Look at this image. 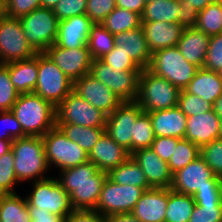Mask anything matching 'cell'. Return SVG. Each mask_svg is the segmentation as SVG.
Wrapping results in <instances>:
<instances>
[{"label":"cell","mask_w":222,"mask_h":222,"mask_svg":"<svg viewBox=\"0 0 222 222\" xmlns=\"http://www.w3.org/2000/svg\"><path fill=\"white\" fill-rule=\"evenodd\" d=\"M148 69L183 90L194 78L199 68L186 61L179 48L174 46L152 53Z\"/></svg>","instance_id":"5"},{"label":"cell","mask_w":222,"mask_h":222,"mask_svg":"<svg viewBox=\"0 0 222 222\" xmlns=\"http://www.w3.org/2000/svg\"><path fill=\"white\" fill-rule=\"evenodd\" d=\"M144 192L145 189L142 187L116 184L107 178L95 210L105 217L116 213L132 212Z\"/></svg>","instance_id":"13"},{"label":"cell","mask_w":222,"mask_h":222,"mask_svg":"<svg viewBox=\"0 0 222 222\" xmlns=\"http://www.w3.org/2000/svg\"><path fill=\"white\" fill-rule=\"evenodd\" d=\"M209 186H222L221 177L217 176L199 156L173 174L171 189L193 196L197 189Z\"/></svg>","instance_id":"14"},{"label":"cell","mask_w":222,"mask_h":222,"mask_svg":"<svg viewBox=\"0 0 222 222\" xmlns=\"http://www.w3.org/2000/svg\"><path fill=\"white\" fill-rule=\"evenodd\" d=\"M56 174L59 183L69 194L74 210H95L107 172L91 162L63 169Z\"/></svg>","instance_id":"1"},{"label":"cell","mask_w":222,"mask_h":222,"mask_svg":"<svg viewBox=\"0 0 222 222\" xmlns=\"http://www.w3.org/2000/svg\"><path fill=\"white\" fill-rule=\"evenodd\" d=\"M73 91L107 116L123 101L90 73L73 82Z\"/></svg>","instance_id":"17"},{"label":"cell","mask_w":222,"mask_h":222,"mask_svg":"<svg viewBox=\"0 0 222 222\" xmlns=\"http://www.w3.org/2000/svg\"><path fill=\"white\" fill-rule=\"evenodd\" d=\"M11 142L6 140H0V156L11 150Z\"/></svg>","instance_id":"59"},{"label":"cell","mask_w":222,"mask_h":222,"mask_svg":"<svg viewBox=\"0 0 222 222\" xmlns=\"http://www.w3.org/2000/svg\"><path fill=\"white\" fill-rule=\"evenodd\" d=\"M73 90V82L44 53H38V78L35 94L49 101L55 108Z\"/></svg>","instance_id":"8"},{"label":"cell","mask_w":222,"mask_h":222,"mask_svg":"<svg viewBox=\"0 0 222 222\" xmlns=\"http://www.w3.org/2000/svg\"><path fill=\"white\" fill-rule=\"evenodd\" d=\"M148 114L152 121L155 137L185 138L187 116L178 106L148 112Z\"/></svg>","instance_id":"24"},{"label":"cell","mask_w":222,"mask_h":222,"mask_svg":"<svg viewBox=\"0 0 222 222\" xmlns=\"http://www.w3.org/2000/svg\"><path fill=\"white\" fill-rule=\"evenodd\" d=\"M200 156L217 176H222V139H215L201 147Z\"/></svg>","instance_id":"41"},{"label":"cell","mask_w":222,"mask_h":222,"mask_svg":"<svg viewBox=\"0 0 222 222\" xmlns=\"http://www.w3.org/2000/svg\"><path fill=\"white\" fill-rule=\"evenodd\" d=\"M203 68L214 72L222 70V33L210 36Z\"/></svg>","instance_id":"47"},{"label":"cell","mask_w":222,"mask_h":222,"mask_svg":"<svg viewBox=\"0 0 222 222\" xmlns=\"http://www.w3.org/2000/svg\"><path fill=\"white\" fill-rule=\"evenodd\" d=\"M6 16V3L5 0H0V18Z\"/></svg>","instance_id":"61"},{"label":"cell","mask_w":222,"mask_h":222,"mask_svg":"<svg viewBox=\"0 0 222 222\" xmlns=\"http://www.w3.org/2000/svg\"><path fill=\"white\" fill-rule=\"evenodd\" d=\"M10 111L26 136L43 137L56 125V108L33 92L19 94Z\"/></svg>","instance_id":"3"},{"label":"cell","mask_w":222,"mask_h":222,"mask_svg":"<svg viewBox=\"0 0 222 222\" xmlns=\"http://www.w3.org/2000/svg\"><path fill=\"white\" fill-rule=\"evenodd\" d=\"M200 156V148L188 139H180L174 152L168 161V166L172 174L187 166L190 162Z\"/></svg>","instance_id":"37"},{"label":"cell","mask_w":222,"mask_h":222,"mask_svg":"<svg viewBox=\"0 0 222 222\" xmlns=\"http://www.w3.org/2000/svg\"><path fill=\"white\" fill-rule=\"evenodd\" d=\"M87 0H59L52 11L59 21L73 16L86 15Z\"/></svg>","instance_id":"45"},{"label":"cell","mask_w":222,"mask_h":222,"mask_svg":"<svg viewBox=\"0 0 222 222\" xmlns=\"http://www.w3.org/2000/svg\"><path fill=\"white\" fill-rule=\"evenodd\" d=\"M0 140L10 141L26 137L19 121L10 110L0 113Z\"/></svg>","instance_id":"44"},{"label":"cell","mask_w":222,"mask_h":222,"mask_svg":"<svg viewBox=\"0 0 222 222\" xmlns=\"http://www.w3.org/2000/svg\"><path fill=\"white\" fill-rule=\"evenodd\" d=\"M141 71H117L101 59H94L90 74L106 85L123 102H133L138 95Z\"/></svg>","instance_id":"11"},{"label":"cell","mask_w":222,"mask_h":222,"mask_svg":"<svg viewBox=\"0 0 222 222\" xmlns=\"http://www.w3.org/2000/svg\"><path fill=\"white\" fill-rule=\"evenodd\" d=\"M93 24L86 15L59 21L55 45L67 49L88 48V36Z\"/></svg>","instance_id":"19"},{"label":"cell","mask_w":222,"mask_h":222,"mask_svg":"<svg viewBox=\"0 0 222 222\" xmlns=\"http://www.w3.org/2000/svg\"><path fill=\"white\" fill-rule=\"evenodd\" d=\"M184 90L213 105L222 94V78L219 72L199 68Z\"/></svg>","instance_id":"27"},{"label":"cell","mask_w":222,"mask_h":222,"mask_svg":"<svg viewBox=\"0 0 222 222\" xmlns=\"http://www.w3.org/2000/svg\"><path fill=\"white\" fill-rule=\"evenodd\" d=\"M219 74H220V77L222 78V70L219 72Z\"/></svg>","instance_id":"66"},{"label":"cell","mask_w":222,"mask_h":222,"mask_svg":"<svg viewBox=\"0 0 222 222\" xmlns=\"http://www.w3.org/2000/svg\"><path fill=\"white\" fill-rule=\"evenodd\" d=\"M210 36L197 28L184 29L177 47L186 61L203 68Z\"/></svg>","instance_id":"26"},{"label":"cell","mask_w":222,"mask_h":222,"mask_svg":"<svg viewBox=\"0 0 222 222\" xmlns=\"http://www.w3.org/2000/svg\"><path fill=\"white\" fill-rule=\"evenodd\" d=\"M106 222H140L131 212L116 213L106 217Z\"/></svg>","instance_id":"56"},{"label":"cell","mask_w":222,"mask_h":222,"mask_svg":"<svg viewBox=\"0 0 222 222\" xmlns=\"http://www.w3.org/2000/svg\"><path fill=\"white\" fill-rule=\"evenodd\" d=\"M44 53L72 82L90 73L93 59L88 48L67 49L53 44Z\"/></svg>","instance_id":"16"},{"label":"cell","mask_w":222,"mask_h":222,"mask_svg":"<svg viewBox=\"0 0 222 222\" xmlns=\"http://www.w3.org/2000/svg\"><path fill=\"white\" fill-rule=\"evenodd\" d=\"M113 35L141 27V15L116 7L101 23Z\"/></svg>","instance_id":"34"},{"label":"cell","mask_w":222,"mask_h":222,"mask_svg":"<svg viewBox=\"0 0 222 222\" xmlns=\"http://www.w3.org/2000/svg\"><path fill=\"white\" fill-rule=\"evenodd\" d=\"M59 0H41V7L53 9Z\"/></svg>","instance_id":"60"},{"label":"cell","mask_w":222,"mask_h":222,"mask_svg":"<svg viewBox=\"0 0 222 222\" xmlns=\"http://www.w3.org/2000/svg\"><path fill=\"white\" fill-rule=\"evenodd\" d=\"M29 193L25 195L30 206L39 207L63 219L74 209L69 194L63 189L56 175L32 182Z\"/></svg>","instance_id":"7"},{"label":"cell","mask_w":222,"mask_h":222,"mask_svg":"<svg viewBox=\"0 0 222 222\" xmlns=\"http://www.w3.org/2000/svg\"><path fill=\"white\" fill-rule=\"evenodd\" d=\"M19 20L28 43L37 53L55 44L59 20L52 9L39 7Z\"/></svg>","instance_id":"9"},{"label":"cell","mask_w":222,"mask_h":222,"mask_svg":"<svg viewBox=\"0 0 222 222\" xmlns=\"http://www.w3.org/2000/svg\"><path fill=\"white\" fill-rule=\"evenodd\" d=\"M208 36L222 33V3L213 1L199 12L195 26Z\"/></svg>","instance_id":"36"},{"label":"cell","mask_w":222,"mask_h":222,"mask_svg":"<svg viewBox=\"0 0 222 222\" xmlns=\"http://www.w3.org/2000/svg\"><path fill=\"white\" fill-rule=\"evenodd\" d=\"M6 16L19 19L41 7V0H5Z\"/></svg>","instance_id":"49"},{"label":"cell","mask_w":222,"mask_h":222,"mask_svg":"<svg viewBox=\"0 0 222 222\" xmlns=\"http://www.w3.org/2000/svg\"><path fill=\"white\" fill-rule=\"evenodd\" d=\"M155 140L152 121L147 112H143L134 123L131 153L138 149L150 148Z\"/></svg>","instance_id":"38"},{"label":"cell","mask_w":222,"mask_h":222,"mask_svg":"<svg viewBox=\"0 0 222 222\" xmlns=\"http://www.w3.org/2000/svg\"><path fill=\"white\" fill-rule=\"evenodd\" d=\"M219 129H220L219 139H222V119H220Z\"/></svg>","instance_id":"62"},{"label":"cell","mask_w":222,"mask_h":222,"mask_svg":"<svg viewBox=\"0 0 222 222\" xmlns=\"http://www.w3.org/2000/svg\"><path fill=\"white\" fill-rule=\"evenodd\" d=\"M18 96L19 93L11 82L8 67L0 64V105L5 110H11Z\"/></svg>","instance_id":"42"},{"label":"cell","mask_w":222,"mask_h":222,"mask_svg":"<svg viewBox=\"0 0 222 222\" xmlns=\"http://www.w3.org/2000/svg\"><path fill=\"white\" fill-rule=\"evenodd\" d=\"M147 45L151 53L178 45L183 28L178 23L142 22Z\"/></svg>","instance_id":"25"},{"label":"cell","mask_w":222,"mask_h":222,"mask_svg":"<svg viewBox=\"0 0 222 222\" xmlns=\"http://www.w3.org/2000/svg\"><path fill=\"white\" fill-rule=\"evenodd\" d=\"M188 222H222V204H195Z\"/></svg>","instance_id":"46"},{"label":"cell","mask_w":222,"mask_h":222,"mask_svg":"<svg viewBox=\"0 0 222 222\" xmlns=\"http://www.w3.org/2000/svg\"><path fill=\"white\" fill-rule=\"evenodd\" d=\"M6 111L1 105H0V113Z\"/></svg>","instance_id":"63"},{"label":"cell","mask_w":222,"mask_h":222,"mask_svg":"<svg viewBox=\"0 0 222 222\" xmlns=\"http://www.w3.org/2000/svg\"><path fill=\"white\" fill-rule=\"evenodd\" d=\"M215 2H220V3H222V0H214Z\"/></svg>","instance_id":"65"},{"label":"cell","mask_w":222,"mask_h":222,"mask_svg":"<svg viewBox=\"0 0 222 222\" xmlns=\"http://www.w3.org/2000/svg\"><path fill=\"white\" fill-rule=\"evenodd\" d=\"M180 91L167 79L155 75L146 68L141 70L135 101L147 113L166 110L178 106Z\"/></svg>","instance_id":"4"},{"label":"cell","mask_w":222,"mask_h":222,"mask_svg":"<svg viewBox=\"0 0 222 222\" xmlns=\"http://www.w3.org/2000/svg\"><path fill=\"white\" fill-rule=\"evenodd\" d=\"M131 154L105 131L88 154L89 162L98 170L108 172L124 163Z\"/></svg>","instance_id":"20"},{"label":"cell","mask_w":222,"mask_h":222,"mask_svg":"<svg viewBox=\"0 0 222 222\" xmlns=\"http://www.w3.org/2000/svg\"><path fill=\"white\" fill-rule=\"evenodd\" d=\"M11 150L14 156V172L19 184H28L52 176L48 173L51 169L42 137L26 136L14 139Z\"/></svg>","instance_id":"2"},{"label":"cell","mask_w":222,"mask_h":222,"mask_svg":"<svg viewBox=\"0 0 222 222\" xmlns=\"http://www.w3.org/2000/svg\"><path fill=\"white\" fill-rule=\"evenodd\" d=\"M107 178L116 184L133 185L151 189L143 169L130 156L124 163L107 172Z\"/></svg>","instance_id":"29"},{"label":"cell","mask_w":222,"mask_h":222,"mask_svg":"<svg viewBox=\"0 0 222 222\" xmlns=\"http://www.w3.org/2000/svg\"><path fill=\"white\" fill-rule=\"evenodd\" d=\"M153 1H158V0H145L146 3L153 2Z\"/></svg>","instance_id":"64"},{"label":"cell","mask_w":222,"mask_h":222,"mask_svg":"<svg viewBox=\"0 0 222 222\" xmlns=\"http://www.w3.org/2000/svg\"><path fill=\"white\" fill-rule=\"evenodd\" d=\"M167 204L168 188H151L145 190L131 213L140 222H165Z\"/></svg>","instance_id":"21"},{"label":"cell","mask_w":222,"mask_h":222,"mask_svg":"<svg viewBox=\"0 0 222 222\" xmlns=\"http://www.w3.org/2000/svg\"><path fill=\"white\" fill-rule=\"evenodd\" d=\"M214 113L222 119V94L216 99L212 105Z\"/></svg>","instance_id":"58"},{"label":"cell","mask_w":222,"mask_h":222,"mask_svg":"<svg viewBox=\"0 0 222 222\" xmlns=\"http://www.w3.org/2000/svg\"><path fill=\"white\" fill-rule=\"evenodd\" d=\"M187 1H189V3H191L192 6L197 9L198 12H200L203 9H205L214 0H187Z\"/></svg>","instance_id":"57"},{"label":"cell","mask_w":222,"mask_h":222,"mask_svg":"<svg viewBox=\"0 0 222 222\" xmlns=\"http://www.w3.org/2000/svg\"><path fill=\"white\" fill-rule=\"evenodd\" d=\"M87 46L93 60L101 59L114 48V35L102 24L94 23L90 28Z\"/></svg>","instance_id":"35"},{"label":"cell","mask_w":222,"mask_h":222,"mask_svg":"<svg viewBox=\"0 0 222 222\" xmlns=\"http://www.w3.org/2000/svg\"><path fill=\"white\" fill-rule=\"evenodd\" d=\"M131 157L143 169L151 188H171L173 174L168 163L150 148H142L131 153Z\"/></svg>","instance_id":"18"},{"label":"cell","mask_w":222,"mask_h":222,"mask_svg":"<svg viewBox=\"0 0 222 222\" xmlns=\"http://www.w3.org/2000/svg\"><path fill=\"white\" fill-rule=\"evenodd\" d=\"M178 107L187 117L200 115L212 109L210 103L196 95L187 93L184 89L180 91Z\"/></svg>","instance_id":"40"},{"label":"cell","mask_w":222,"mask_h":222,"mask_svg":"<svg viewBox=\"0 0 222 222\" xmlns=\"http://www.w3.org/2000/svg\"><path fill=\"white\" fill-rule=\"evenodd\" d=\"M71 141L77 143L88 154L98 142L105 127H83L75 124H56Z\"/></svg>","instance_id":"33"},{"label":"cell","mask_w":222,"mask_h":222,"mask_svg":"<svg viewBox=\"0 0 222 222\" xmlns=\"http://www.w3.org/2000/svg\"><path fill=\"white\" fill-rule=\"evenodd\" d=\"M28 210L30 212L32 222H63L64 220L61 216L54 215L46 210L43 211L39 207H33L29 204Z\"/></svg>","instance_id":"54"},{"label":"cell","mask_w":222,"mask_h":222,"mask_svg":"<svg viewBox=\"0 0 222 222\" xmlns=\"http://www.w3.org/2000/svg\"><path fill=\"white\" fill-rule=\"evenodd\" d=\"M114 41L115 45L128 54L141 69L149 67L152 53L148 48L142 26L115 34Z\"/></svg>","instance_id":"23"},{"label":"cell","mask_w":222,"mask_h":222,"mask_svg":"<svg viewBox=\"0 0 222 222\" xmlns=\"http://www.w3.org/2000/svg\"><path fill=\"white\" fill-rule=\"evenodd\" d=\"M195 204L193 196L168 188L165 222H188Z\"/></svg>","instance_id":"32"},{"label":"cell","mask_w":222,"mask_h":222,"mask_svg":"<svg viewBox=\"0 0 222 222\" xmlns=\"http://www.w3.org/2000/svg\"><path fill=\"white\" fill-rule=\"evenodd\" d=\"M101 60L117 71H141L142 69L119 46L105 54Z\"/></svg>","instance_id":"43"},{"label":"cell","mask_w":222,"mask_h":222,"mask_svg":"<svg viewBox=\"0 0 222 222\" xmlns=\"http://www.w3.org/2000/svg\"><path fill=\"white\" fill-rule=\"evenodd\" d=\"M143 112L136 101L123 102L106 119L107 134L130 154L134 123Z\"/></svg>","instance_id":"15"},{"label":"cell","mask_w":222,"mask_h":222,"mask_svg":"<svg viewBox=\"0 0 222 222\" xmlns=\"http://www.w3.org/2000/svg\"><path fill=\"white\" fill-rule=\"evenodd\" d=\"M220 118L213 109L200 115L187 117L185 139L199 148L219 139Z\"/></svg>","instance_id":"22"},{"label":"cell","mask_w":222,"mask_h":222,"mask_svg":"<svg viewBox=\"0 0 222 222\" xmlns=\"http://www.w3.org/2000/svg\"><path fill=\"white\" fill-rule=\"evenodd\" d=\"M63 222H106V217L96 210H73Z\"/></svg>","instance_id":"53"},{"label":"cell","mask_w":222,"mask_h":222,"mask_svg":"<svg viewBox=\"0 0 222 222\" xmlns=\"http://www.w3.org/2000/svg\"><path fill=\"white\" fill-rule=\"evenodd\" d=\"M18 180L14 172L12 150L0 156V195L15 194ZM17 185V186H16Z\"/></svg>","instance_id":"39"},{"label":"cell","mask_w":222,"mask_h":222,"mask_svg":"<svg viewBox=\"0 0 222 222\" xmlns=\"http://www.w3.org/2000/svg\"><path fill=\"white\" fill-rule=\"evenodd\" d=\"M179 0H158L146 3L141 15L142 22L178 23Z\"/></svg>","instance_id":"31"},{"label":"cell","mask_w":222,"mask_h":222,"mask_svg":"<svg viewBox=\"0 0 222 222\" xmlns=\"http://www.w3.org/2000/svg\"><path fill=\"white\" fill-rule=\"evenodd\" d=\"M116 7L127 9L142 15L146 5L145 0H115Z\"/></svg>","instance_id":"55"},{"label":"cell","mask_w":222,"mask_h":222,"mask_svg":"<svg viewBox=\"0 0 222 222\" xmlns=\"http://www.w3.org/2000/svg\"><path fill=\"white\" fill-rule=\"evenodd\" d=\"M0 222H32L25 195H0Z\"/></svg>","instance_id":"30"},{"label":"cell","mask_w":222,"mask_h":222,"mask_svg":"<svg viewBox=\"0 0 222 222\" xmlns=\"http://www.w3.org/2000/svg\"><path fill=\"white\" fill-rule=\"evenodd\" d=\"M9 70L12 84L19 94L32 93L38 78V53L27 60L5 64Z\"/></svg>","instance_id":"28"},{"label":"cell","mask_w":222,"mask_h":222,"mask_svg":"<svg viewBox=\"0 0 222 222\" xmlns=\"http://www.w3.org/2000/svg\"><path fill=\"white\" fill-rule=\"evenodd\" d=\"M115 8V0H87L86 16L93 23L101 24Z\"/></svg>","instance_id":"48"},{"label":"cell","mask_w":222,"mask_h":222,"mask_svg":"<svg viewBox=\"0 0 222 222\" xmlns=\"http://www.w3.org/2000/svg\"><path fill=\"white\" fill-rule=\"evenodd\" d=\"M107 115L93 107L73 90L56 107V124H75L83 127H106Z\"/></svg>","instance_id":"12"},{"label":"cell","mask_w":222,"mask_h":222,"mask_svg":"<svg viewBox=\"0 0 222 222\" xmlns=\"http://www.w3.org/2000/svg\"><path fill=\"white\" fill-rule=\"evenodd\" d=\"M179 140V138L173 137H155L151 148L163 161L168 163L174 152V146Z\"/></svg>","instance_id":"50"},{"label":"cell","mask_w":222,"mask_h":222,"mask_svg":"<svg viewBox=\"0 0 222 222\" xmlns=\"http://www.w3.org/2000/svg\"><path fill=\"white\" fill-rule=\"evenodd\" d=\"M193 197L196 204H222V186L197 189Z\"/></svg>","instance_id":"52"},{"label":"cell","mask_w":222,"mask_h":222,"mask_svg":"<svg viewBox=\"0 0 222 222\" xmlns=\"http://www.w3.org/2000/svg\"><path fill=\"white\" fill-rule=\"evenodd\" d=\"M48 165L60 172L89 161L88 153L77 143L71 141L63 131L54 126L42 137Z\"/></svg>","instance_id":"6"},{"label":"cell","mask_w":222,"mask_h":222,"mask_svg":"<svg viewBox=\"0 0 222 222\" xmlns=\"http://www.w3.org/2000/svg\"><path fill=\"white\" fill-rule=\"evenodd\" d=\"M37 52L28 43L19 19L0 18V64L27 60Z\"/></svg>","instance_id":"10"},{"label":"cell","mask_w":222,"mask_h":222,"mask_svg":"<svg viewBox=\"0 0 222 222\" xmlns=\"http://www.w3.org/2000/svg\"><path fill=\"white\" fill-rule=\"evenodd\" d=\"M180 10L178 15V24L183 29L195 28L199 12L187 0H179Z\"/></svg>","instance_id":"51"}]
</instances>
